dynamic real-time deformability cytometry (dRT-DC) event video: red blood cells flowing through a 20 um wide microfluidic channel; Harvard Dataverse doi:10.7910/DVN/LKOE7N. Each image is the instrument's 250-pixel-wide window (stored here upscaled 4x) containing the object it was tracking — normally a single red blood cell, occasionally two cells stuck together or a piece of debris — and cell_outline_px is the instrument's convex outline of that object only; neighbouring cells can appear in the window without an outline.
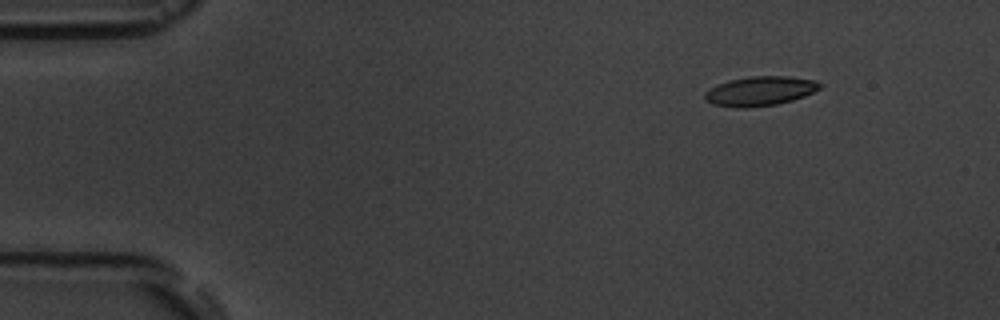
{"species": "common noctule bat (a hibernating species)", "species_latin": "Nyctalus noctula", "temperature_condition": "room temperature", "stored_images_in_passage": 4, "segment_of_instrument_passage": [1, 2], "camera_frame_rate_fps": 3000, "um_per_image_px": 0.085, "animal": {"sex": "male", "body_mass_g": 19.5, "forearm_length_mm": 54.6}, "frame": {"image": 1, "passage_image": 1, "time_ms": 0.0, "image_size_px": [1000, 320], "cell_outline_px": [[824, 84], [820, 88], [804, 96], [792, 100], [776, 104], [744, 108], [736, 108], [712, 104], [704, 96], [704, 92], [716, 84], [728, 80], [748, 76], [788, 76], [816, 80]], "centroid_in_image_um": [64.6, 7.73], "position_along_channel_um": 20.4, "area_um2": 19.83}}